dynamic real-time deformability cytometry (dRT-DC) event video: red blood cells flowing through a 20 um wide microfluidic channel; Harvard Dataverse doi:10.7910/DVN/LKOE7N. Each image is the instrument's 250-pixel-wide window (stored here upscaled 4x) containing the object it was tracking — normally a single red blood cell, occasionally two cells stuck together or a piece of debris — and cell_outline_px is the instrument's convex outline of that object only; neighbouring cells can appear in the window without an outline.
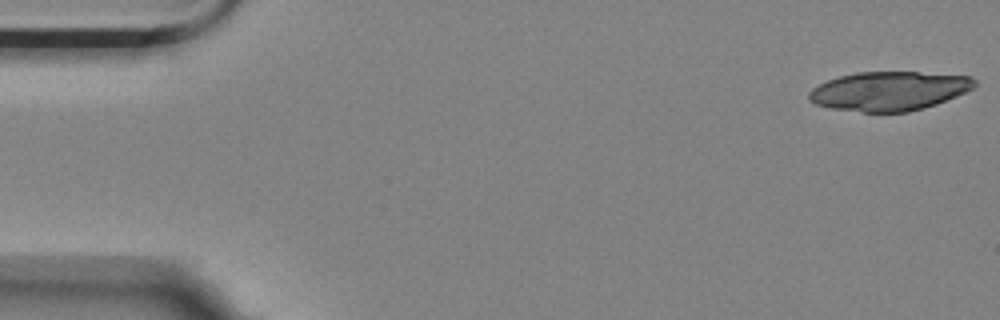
{"species": "Egyptian fruit bat (a non-hibernating species)", "species_latin": "Rousettus aegyptiacus", "temperature_condition": "room temperature", "stored_images_in_passage": 9, "camera_frame_rate_fps": 3000, "um_per_image_px": 0.085, "animal": {"sex": "female"}, "frame": {"image": 1, "passage_image": 1, "time_ms": 0.0, "image_size_px": [1000, 320], "cell_outline_px": [[976, 84], [972, 88], [956, 96], [936, 104], [924, 108], [908, 112], [864, 112], [832, 108], [816, 104], [808, 100], [808, 92], [812, 88], [828, 80], [840, 76], [856, 72], [920, 72], [972, 76], [976, 80]], "centroid_in_image_um": [75.57, 7.73], "position_along_channel_um": 9.4, "area_um2": 37.69}}